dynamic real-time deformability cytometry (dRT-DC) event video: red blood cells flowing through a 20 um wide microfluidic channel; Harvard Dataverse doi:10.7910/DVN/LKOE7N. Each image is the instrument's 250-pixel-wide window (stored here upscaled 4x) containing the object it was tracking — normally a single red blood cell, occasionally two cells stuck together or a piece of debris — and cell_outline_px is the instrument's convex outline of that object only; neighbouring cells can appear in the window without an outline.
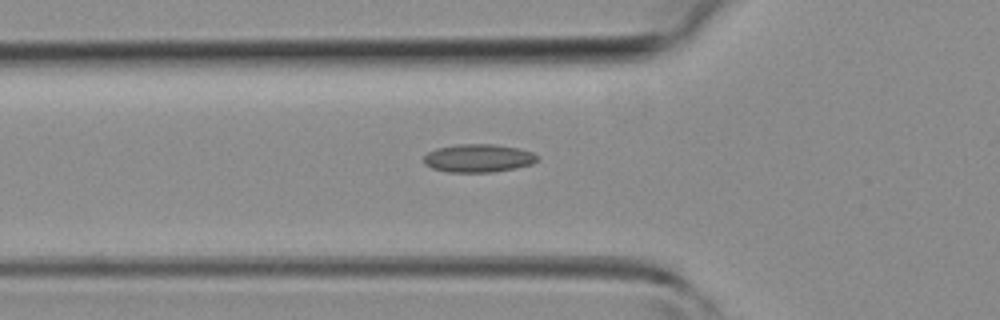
{"species": "common noctule bat (a hibernating species)", "species_latin": "Nyctalus noctula", "temperature_condition": "room temperature", "stored_images_in_passage": 33, "camera_frame_rate_fps": 3000, "um_per_image_px": 0.085, "animal": {"sex": "female", "body_mass_g": 19.3, "forearm_length_mm": 54.1}, "frame": {"image": 1, "passage_image": 9, "time_ms": 2.667, "image_size_px": [1000, 320], "cell_outline_px": [[540, 160], [532, 164], [516, 168], [492, 172], [448, 172], [432, 168], [424, 164], [424, 156], [428, 152], [436, 148], [460, 144], [492, 144], [520, 148], [532, 152], [540, 156]], "centroid_in_image_um": [40.7, 13.44], "position_along_channel_um": 85.1, "area_um2": 18.79}}
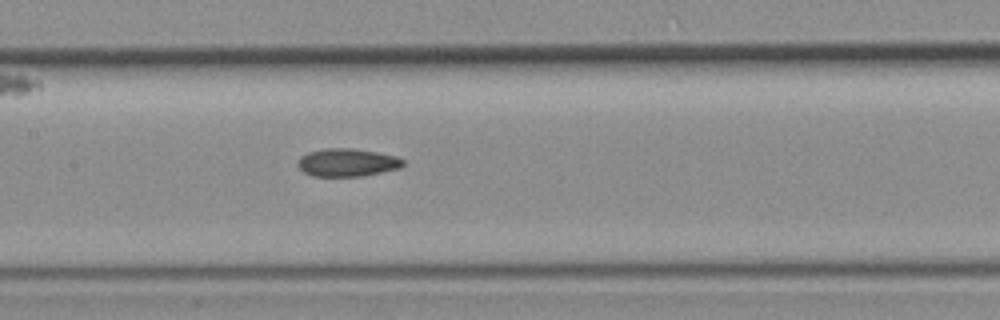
{"frame": {"image": 2, "passage_image": 15, "time_ms": 4.667, "image_size_px": [1000, 320], "cell_outline_px": [[404, 164], [400, 168], [364, 176], [312, 176], [304, 172], [296, 164], [300, 156], [308, 152], [324, 148], [352, 148], [376, 152], [396, 156], [404, 160]], "centroid_in_image_um": [29.5, 13.81], "position_along_channel_um": 177.9, "area_um2": 17.22}}
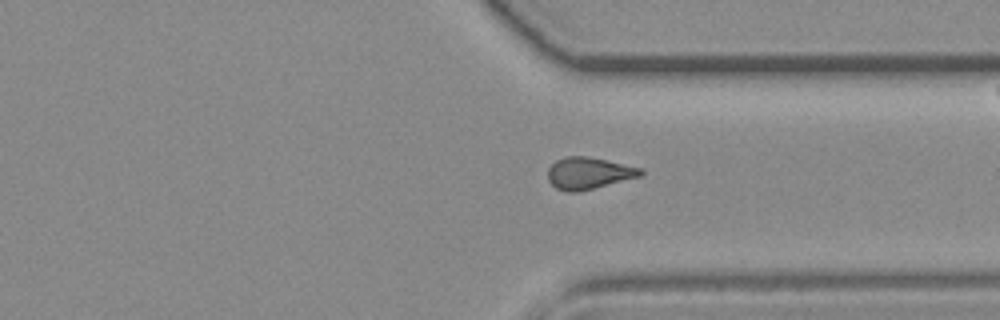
{"frame": {"image": 3, "passage_image": 27, "time_ms": 8.667, "image_size_px": [1000, 320], "cell_outline_px": [[644, 172], [640, 176], [580, 192], [568, 192], [556, 188], [548, 180], [548, 168], [556, 160], [564, 156], [584, 156], [644, 168]], "centroid_in_image_um": [50.03, 14.72], "position_along_channel_um": 361.4, "area_um2": 17.17}}